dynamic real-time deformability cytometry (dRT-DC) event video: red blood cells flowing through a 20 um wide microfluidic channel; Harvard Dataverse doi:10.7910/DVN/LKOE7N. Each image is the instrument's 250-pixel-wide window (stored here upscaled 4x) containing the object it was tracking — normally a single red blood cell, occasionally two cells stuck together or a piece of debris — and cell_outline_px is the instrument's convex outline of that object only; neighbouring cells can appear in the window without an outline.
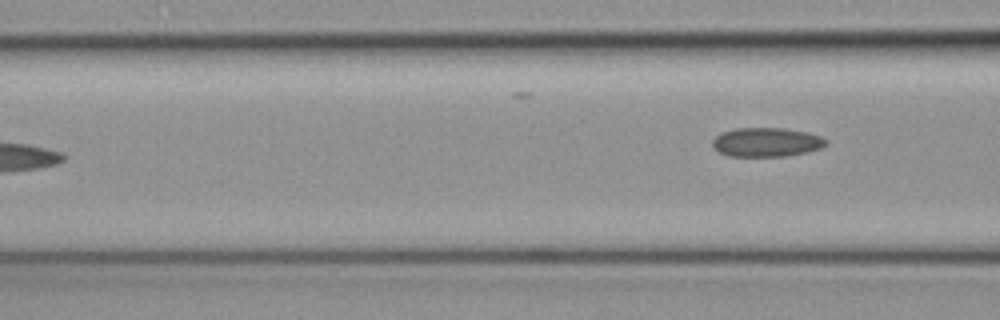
{"species": "common noctule bat (a hibernating species)", "species_latin": "Nyctalus noctula", "temperature_condition": "cold", "stored_images_in_passage": 4, "camera_frame_rate_fps": 3000, "um_per_image_px": 0.085, "animal": {"sex": "female", "body_mass_g": 19.3, "forearm_length_mm": 54.1}, "frame": {"image": 1, "passage_image": 4, "time_ms": 1.0, "image_size_px": [1000, 320], "cell_outline_px": [[828, 144], [820, 148], [804, 152], [784, 156], [728, 156], [712, 148], [712, 140], [720, 132], [736, 128], [784, 128], [804, 132], [820, 136], [828, 140]], "centroid_in_image_um": [65.1, 12.08], "position_along_channel_um": 101.5, "area_um2": 19.19}}